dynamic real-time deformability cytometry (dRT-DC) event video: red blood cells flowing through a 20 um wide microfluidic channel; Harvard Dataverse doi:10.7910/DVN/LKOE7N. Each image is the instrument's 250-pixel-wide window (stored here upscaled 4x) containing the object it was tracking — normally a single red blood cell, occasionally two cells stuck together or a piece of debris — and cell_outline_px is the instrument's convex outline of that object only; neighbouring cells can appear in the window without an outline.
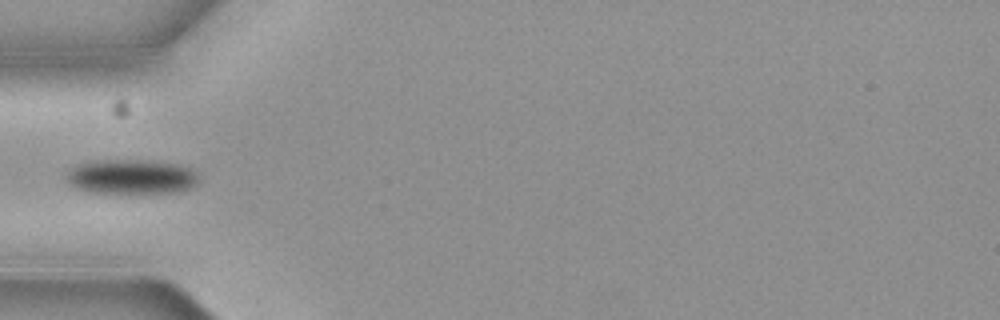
{"species": "common noctule bat (a hibernating species)", "species_latin": "Nyctalus noctula", "temperature_condition": "cold", "stored_images_in_passage": 8, "camera_frame_rate_fps": 3000, "um_per_image_px": 0.085, "animal": {"sex": "female", "body_mass_g": 19.3, "forearm_length_mm": 54.1}, "frame": {"image": 1, "passage_image": 5, "time_ms": 1.333, "image_size_px": [1000, 320], "cell_outline_px": [[196, 184], [192, 188], [180, 192], [128, 196], [88, 192], [76, 188], [68, 184], [64, 176], [72, 168], [80, 164], [104, 160], [140, 160], [176, 164], [192, 168], [196, 172]], "centroid_in_image_um": [11.16, 15.09], "position_along_channel_um": 73.8, "area_um2": 27.74}}
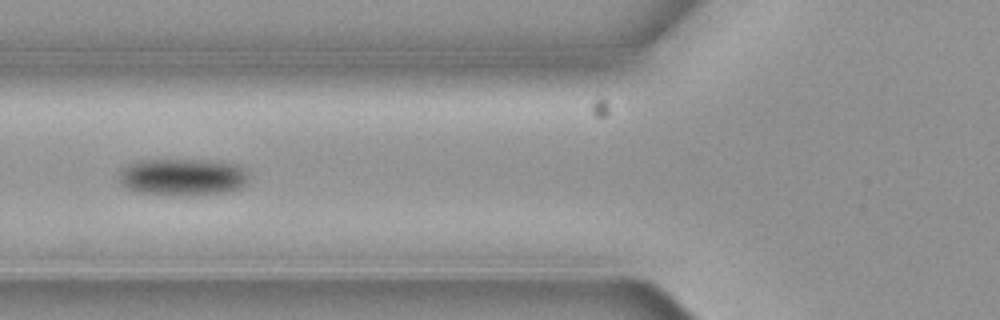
{"frame": {"image": 2, "passage_image": 6, "time_ms": 1.667, "image_size_px": [1000, 320], "cell_outline_px": [[248, 180], [240, 188], [228, 192], [192, 196], [168, 196], [140, 192], [124, 188], [116, 180], [116, 172], [120, 168], [128, 164], [140, 160], [208, 160], [236, 164], [244, 168], [248, 172]], "centroid_in_image_um": [15.45, 15.06], "position_along_channel_um": 110.3, "area_um2": 28.96}}
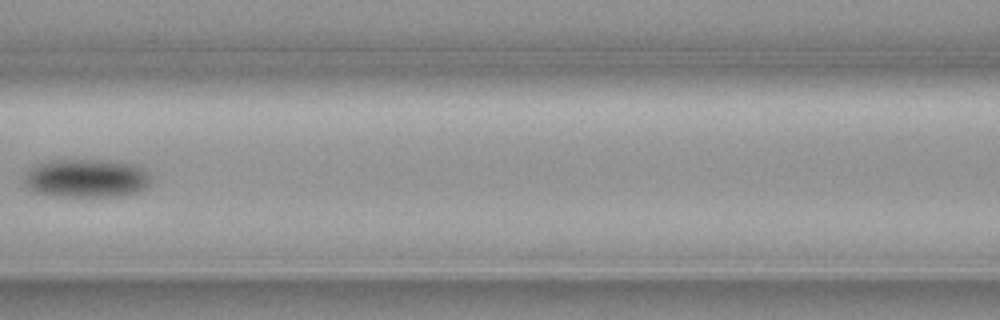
{"frame": {"image": 3, "passage_image": 7, "time_ms": 2.0, "image_size_px": [1000, 320], "cell_outline_px": [[152, 180], [148, 188], [132, 196], [52, 196], [32, 192], [24, 184], [24, 180], [28, 168], [48, 160], [116, 160], [140, 164], [152, 176]], "centroid_in_image_um": [7.44, 15.15], "position_along_channel_um": 159.2, "area_um2": 29.54}}